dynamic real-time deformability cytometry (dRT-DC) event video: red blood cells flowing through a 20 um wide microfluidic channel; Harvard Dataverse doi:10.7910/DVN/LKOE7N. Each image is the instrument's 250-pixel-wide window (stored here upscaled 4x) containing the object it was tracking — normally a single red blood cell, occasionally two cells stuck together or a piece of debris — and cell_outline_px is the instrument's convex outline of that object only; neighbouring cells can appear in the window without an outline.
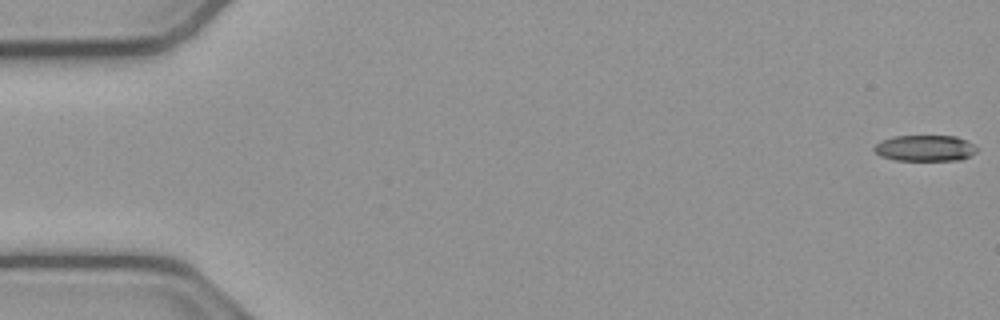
{"species": "common noctule bat (a hibernating species)", "species_latin": "Nyctalus noctula", "temperature_condition": "cold", "stored_images_in_passage": 54, "camera_frame_rate_fps": 3000, "um_per_image_px": 0.085, "animal": {"sex": "male", "body_mass_g": 23.1, "forearm_length_mm": 52.7}, "frame": {"image": 1, "passage_image": 1, "time_ms": 0.0, "image_size_px": [1000, 320], "cell_outline_px": [[980, 148], [976, 152], [960, 160], [896, 160], [880, 156], [872, 148], [880, 140], [892, 136], [956, 136], [968, 140]], "centroid_in_image_um": [78.64, 12.58], "position_along_channel_um": 6.4, "area_um2": 15.78}}
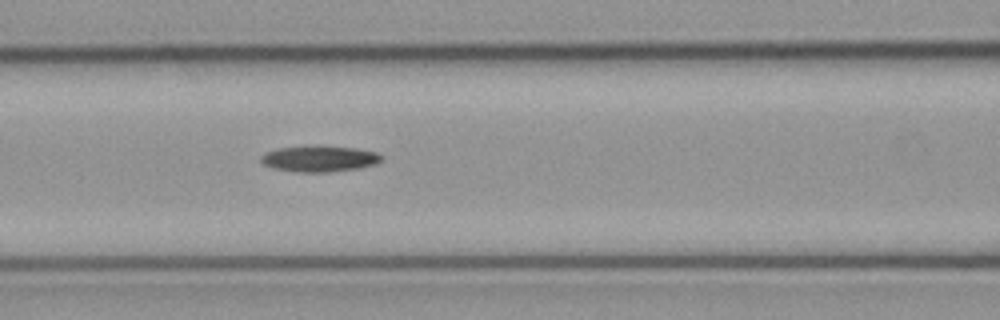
{"frame": {"image": 2, "passage_image": 23, "time_ms": 7.333, "image_size_px": [1000, 320], "cell_outline_px": [[384, 156], [376, 164], [360, 168], [332, 172], [296, 172], [272, 168], [264, 164], [260, 160], [260, 156], [268, 152], [280, 148], [352, 148], [376, 152]], "centroid_in_image_um": [27.17, 13.54], "position_along_channel_um": 139.4, "area_um2": 17.51}}
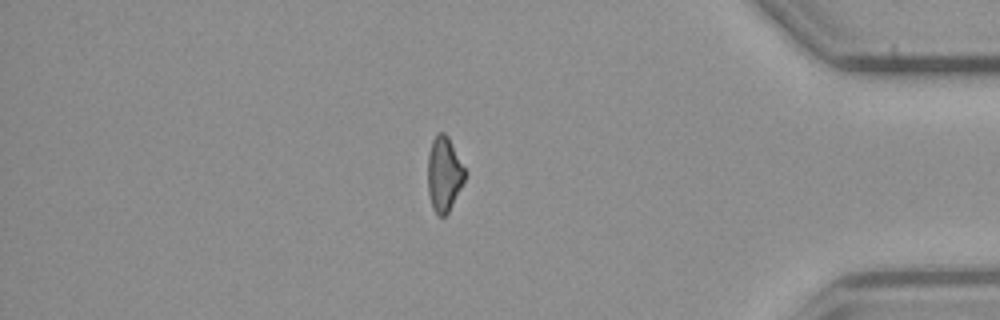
{"frame": {"image": 3, "passage_image": 46, "time_ms": 15.0, "image_size_px": [1000, 320], "cell_outline_px": [[468, 172], [448, 212], [444, 216], [436, 216], [432, 208], [428, 192], [428, 156], [432, 140], [440, 132], [444, 132], [448, 136]], "centroid_in_image_um": [37.75, 14.79], "position_along_channel_um": 397.4, "area_um2": 16.24}}